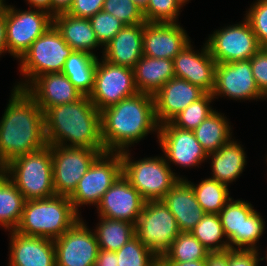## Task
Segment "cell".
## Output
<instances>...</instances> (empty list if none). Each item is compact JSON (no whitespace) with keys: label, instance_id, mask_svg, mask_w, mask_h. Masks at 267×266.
Listing matches in <instances>:
<instances>
[{"label":"cell","instance_id":"23","mask_svg":"<svg viewBox=\"0 0 267 266\" xmlns=\"http://www.w3.org/2000/svg\"><path fill=\"white\" fill-rule=\"evenodd\" d=\"M25 90L43 112L57 105L76 102L83 96L62 72L38 76Z\"/></svg>","mask_w":267,"mask_h":266},{"label":"cell","instance_id":"22","mask_svg":"<svg viewBox=\"0 0 267 266\" xmlns=\"http://www.w3.org/2000/svg\"><path fill=\"white\" fill-rule=\"evenodd\" d=\"M205 94L203 89L187 80L173 77L153 96L158 124L170 122L182 110Z\"/></svg>","mask_w":267,"mask_h":266},{"label":"cell","instance_id":"45","mask_svg":"<svg viewBox=\"0 0 267 266\" xmlns=\"http://www.w3.org/2000/svg\"><path fill=\"white\" fill-rule=\"evenodd\" d=\"M94 266H118L116 252L100 249Z\"/></svg>","mask_w":267,"mask_h":266},{"label":"cell","instance_id":"1","mask_svg":"<svg viewBox=\"0 0 267 266\" xmlns=\"http://www.w3.org/2000/svg\"><path fill=\"white\" fill-rule=\"evenodd\" d=\"M0 120V164L46 146L44 112L25 90L13 87Z\"/></svg>","mask_w":267,"mask_h":266},{"label":"cell","instance_id":"38","mask_svg":"<svg viewBox=\"0 0 267 266\" xmlns=\"http://www.w3.org/2000/svg\"><path fill=\"white\" fill-rule=\"evenodd\" d=\"M183 6L182 0H149L143 16L147 23H178Z\"/></svg>","mask_w":267,"mask_h":266},{"label":"cell","instance_id":"52","mask_svg":"<svg viewBox=\"0 0 267 266\" xmlns=\"http://www.w3.org/2000/svg\"><path fill=\"white\" fill-rule=\"evenodd\" d=\"M7 5L6 0H0V17L5 13Z\"/></svg>","mask_w":267,"mask_h":266},{"label":"cell","instance_id":"43","mask_svg":"<svg viewBox=\"0 0 267 266\" xmlns=\"http://www.w3.org/2000/svg\"><path fill=\"white\" fill-rule=\"evenodd\" d=\"M262 253L258 250H228V266H259Z\"/></svg>","mask_w":267,"mask_h":266},{"label":"cell","instance_id":"16","mask_svg":"<svg viewBox=\"0 0 267 266\" xmlns=\"http://www.w3.org/2000/svg\"><path fill=\"white\" fill-rule=\"evenodd\" d=\"M212 95L215 100L219 97L240 102L265 100L255 83L250 59L216 64Z\"/></svg>","mask_w":267,"mask_h":266},{"label":"cell","instance_id":"54","mask_svg":"<svg viewBox=\"0 0 267 266\" xmlns=\"http://www.w3.org/2000/svg\"><path fill=\"white\" fill-rule=\"evenodd\" d=\"M191 0H182V2L186 5L190 2Z\"/></svg>","mask_w":267,"mask_h":266},{"label":"cell","instance_id":"55","mask_svg":"<svg viewBox=\"0 0 267 266\" xmlns=\"http://www.w3.org/2000/svg\"><path fill=\"white\" fill-rule=\"evenodd\" d=\"M3 173V166L0 164V174Z\"/></svg>","mask_w":267,"mask_h":266},{"label":"cell","instance_id":"53","mask_svg":"<svg viewBox=\"0 0 267 266\" xmlns=\"http://www.w3.org/2000/svg\"><path fill=\"white\" fill-rule=\"evenodd\" d=\"M266 249H267V248H266ZM265 252H266V253H265L266 256H265V257H261V259H262V260L265 259V260H266V263H267V250H266ZM266 266H267V264H266Z\"/></svg>","mask_w":267,"mask_h":266},{"label":"cell","instance_id":"36","mask_svg":"<svg viewBox=\"0 0 267 266\" xmlns=\"http://www.w3.org/2000/svg\"><path fill=\"white\" fill-rule=\"evenodd\" d=\"M215 101L212 93H206L199 100L192 102L170 122L178 128L193 131L215 110L212 108ZM212 104V105H211Z\"/></svg>","mask_w":267,"mask_h":266},{"label":"cell","instance_id":"35","mask_svg":"<svg viewBox=\"0 0 267 266\" xmlns=\"http://www.w3.org/2000/svg\"><path fill=\"white\" fill-rule=\"evenodd\" d=\"M210 253L191 232H181L160 259V262L206 260Z\"/></svg>","mask_w":267,"mask_h":266},{"label":"cell","instance_id":"5","mask_svg":"<svg viewBox=\"0 0 267 266\" xmlns=\"http://www.w3.org/2000/svg\"><path fill=\"white\" fill-rule=\"evenodd\" d=\"M3 173L28 200L56 196L53 187L51 145L15 158L3 167Z\"/></svg>","mask_w":267,"mask_h":266},{"label":"cell","instance_id":"7","mask_svg":"<svg viewBox=\"0 0 267 266\" xmlns=\"http://www.w3.org/2000/svg\"><path fill=\"white\" fill-rule=\"evenodd\" d=\"M73 51L55 26L51 25L18 61L23 78L16 81L14 87L26 89L38 76L62 72L65 61Z\"/></svg>","mask_w":267,"mask_h":266},{"label":"cell","instance_id":"27","mask_svg":"<svg viewBox=\"0 0 267 266\" xmlns=\"http://www.w3.org/2000/svg\"><path fill=\"white\" fill-rule=\"evenodd\" d=\"M53 25L60 32L62 38L74 51H84L96 56V51L104 50L98 42L95 32L88 18H78L68 13L53 16ZM94 50V51H93Z\"/></svg>","mask_w":267,"mask_h":266},{"label":"cell","instance_id":"4","mask_svg":"<svg viewBox=\"0 0 267 266\" xmlns=\"http://www.w3.org/2000/svg\"><path fill=\"white\" fill-rule=\"evenodd\" d=\"M81 216L67 196L25 202L20 223L15 231L27 235L56 239L69 230Z\"/></svg>","mask_w":267,"mask_h":266},{"label":"cell","instance_id":"31","mask_svg":"<svg viewBox=\"0 0 267 266\" xmlns=\"http://www.w3.org/2000/svg\"><path fill=\"white\" fill-rule=\"evenodd\" d=\"M26 199L11 180L0 174V226L13 231L20 223Z\"/></svg>","mask_w":267,"mask_h":266},{"label":"cell","instance_id":"26","mask_svg":"<svg viewBox=\"0 0 267 266\" xmlns=\"http://www.w3.org/2000/svg\"><path fill=\"white\" fill-rule=\"evenodd\" d=\"M234 139L235 137L216 152L208 154V159L211 158L212 161L210 178L228 187L232 182H236L247 165L245 148L240 141Z\"/></svg>","mask_w":267,"mask_h":266},{"label":"cell","instance_id":"34","mask_svg":"<svg viewBox=\"0 0 267 266\" xmlns=\"http://www.w3.org/2000/svg\"><path fill=\"white\" fill-rule=\"evenodd\" d=\"M190 232L211 253L229 250L218 214L206 213Z\"/></svg>","mask_w":267,"mask_h":266},{"label":"cell","instance_id":"3","mask_svg":"<svg viewBox=\"0 0 267 266\" xmlns=\"http://www.w3.org/2000/svg\"><path fill=\"white\" fill-rule=\"evenodd\" d=\"M46 144L105 150L100 111L88 96L44 112Z\"/></svg>","mask_w":267,"mask_h":266},{"label":"cell","instance_id":"28","mask_svg":"<svg viewBox=\"0 0 267 266\" xmlns=\"http://www.w3.org/2000/svg\"><path fill=\"white\" fill-rule=\"evenodd\" d=\"M135 85L140 93L155 95L164 84L175 77L172 59L142 55L134 67Z\"/></svg>","mask_w":267,"mask_h":266},{"label":"cell","instance_id":"8","mask_svg":"<svg viewBox=\"0 0 267 266\" xmlns=\"http://www.w3.org/2000/svg\"><path fill=\"white\" fill-rule=\"evenodd\" d=\"M218 215L229 249L261 250L258 245L265 221L250 202L231 197Z\"/></svg>","mask_w":267,"mask_h":266},{"label":"cell","instance_id":"20","mask_svg":"<svg viewBox=\"0 0 267 266\" xmlns=\"http://www.w3.org/2000/svg\"><path fill=\"white\" fill-rule=\"evenodd\" d=\"M184 27L178 23H144L143 55L174 59L190 42Z\"/></svg>","mask_w":267,"mask_h":266},{"label":"cell","instance_id":"32","mask_svg":"<svg viewBox=\"0 0 267 266\" xmlns=\"http://www.w3.org/2000/svg\"><path fill=\"white\" fill-rule=\"evenodd\" d=\"M98 218L99 221L93 231L100 249L116 252L136 236L135 225L130 222L102 216Z\"/></svg>","mask_w":267,"mask_h":266},{"label":"cell","instance_id":"10","mask_svg":"<svg viewBox=\"0 0 267 266\" xmlns=\"http://www.w3.org/2000/svg\"><path fill=\"white\" fill-rule=\"evenodd\" d=\"M180 233L174 215L162 200L145 202L135 225V235L158 259Z\"/></svg>","mask_w":267,"mask_h":266},{"label":"cell","instance_id":"12","mask_svg":"<svg viewBox=\"0 0 267 266\" xmlns=\"http://www.w3.org/2000/svg\"><path fill=\"white\" fill-rule=\"evenodd\" d=\"M205 42L217 64L249 60L262 48L245 18L214 30Z\"/></svg>","mask_w":267,"mask_h":266},{"label":"cell","instance_id":"19","mask_svg":"<svg viewBox=\"0 0 267 266\" xmlns=\"http://www.w3.org/2000/svg\"><path fill=\"white\" fill-rule=\"evenodd\" d=\"M190 42L174 59L175 77L187 80L191 84L212 93L215 86L216 61L203 42L201 49H195Z\"/></svg>","mask_w":267,"mask_h":266},{"label":"cell","instance_id":"18","mask_svg":"<svg viewBox=\"0 0 267 266\" xmlns=\"http://www.w3.org/2000/svg\"><path fill=\"white\" fill-rule=\"evenodd\" d=\"M145 202L139 191L122 174L105 192L96 206V213L98 216L136 225Z\"/></svg>","mask_w":267,"mask_h":266},{"label":"cell","instance_id":"9","mask_svg":"<svg viewBox=\"0 0 267 266\" xmlns=\"http://www.w3.org/2000/svg\"><path fill=\"white\" fill-rule=\"evenodd\" d=\"M122 175L121 152L101 153L80 179L75 191L69 196L74 210L80 215L81 206H97L105 192Z\"/></svg>","mask_w":267,"mask_h":266},{"label":"cell","instance_id":"6","mask_svg":"<svg viewBox=\"0 0 267 266\" xmlns=\"http://www.w3.org/2000/svg\"><path fill=\"white\" fill-rule=\"evenodd\" d=\"M130 152H121L122 174L146 202L162 200L179 179L186 178L172 170L163 154L134 160Z\"/></svg>","mask_w":267,"mask_h":266},{"label":"cell","instance_id":"11","mask_svg":"<svg viewBox=\"0 0 267 266\" xmlns=\"http://www.w3.org/2000/svg\"><path fill=\"white\" fill-rule=\"evenodd\" d=\"M51 25H53V16L46 11L33 8L20 10L15 8V5H7V53L19 61L31 44Z\"/></svg>","mask_w":267,"mask_h":266},{"label":"cell","instance_id":"24","mask_svg":"<svg viewBox=\"0 0 267 266\" xmlns=\"http://www.w3.org/2000/svg\"><path fill=\"white\" fill-rule=\"evenodd\" d=\"M144 23L125 25L104 46L102 58L107 62L134 69L143 55Z\"/></svg>","mask_w":267,"mask_h":266},{"label":"cell","instance_id":"14","mask_svg":"<svg viewBox=\"0 0 267 266\" xmlns=\"http://www.w3.org/2000/svg\"><path fill=\"white\" fill-rule=\"evenodd\" d=\"M138 92L134 69L111 64L102 57L98 58L93 90L88 97L99 111Z\"/></svg>","mask_w":267,"mask_h":266},{"label":"cell","instance_id":"2","mask_svg":"<svg viewBox=\"0 0 267 266\" xmlns=\"http://www.w3.org/2000/svg\"><path fill=\"white\" fill-rule=\"evenodd\" d=\"M101 137L106 151L122 152L159 133L153 95L136 93L100 111ZM133 145V146H132Z\"/></svg>","mask_w":267,"mask_h":266},{"label":"cell","instance_id":"13","mask_svg":"<svg viewBox=\"0 0 267 266\" xmlns=\"http://www.w3.org/2000/svg\"><path fill=\"white\" fill-rule=\"evenodd\" d=\"M105 150L51 145L53 187L69 197L94 160Z\"/></svg>","mask_w":267,"mask_h":266},{"label":"cell","instance_id":"41","mask_svg":"<svg viewBox=\"0 0 267 266\" xmlns=\"http://www.w3.org/2000/svg\"><path fill=\"white\" fill-rule=\"evenodd\" d=\"M249 22L259 45L267 47V0H256L251 3L244 14Z\"/></svg>","mask_w":267,"mask_h":266},{"label":"cell","instance_id":"42","mask_svg":"<svg viewBox=\"0 0 267 266\" xmlns=\"http://www.w3.org/2000/svg\"><path fill=\"white\" fill-rule=\"evenodd\" d=\"M252 74L259 91L267 94V49L261 48L250 58Z\"/></svg>","mask_w":267,"mask_h":266},{"label":"cell","instance_id":"33","mask_svg":"<svg viewBox=\"0 0 267 266\" xmlns=\"http://www.w3.org/2000/svg\"><path fill=\"white\" fill-rule=\"evenodd\" d=\"M194 191L197 202L205 213L218 214L231 199L229 187L210 177L201 179L198 183L191 182L186 177Z\"/></svg>","mask_w":267,"mask_h":266},{"label":"cell","instance_id":"51","mask_svg":"<svg viewBox=\"0 0 267 266\" xmlns=\"http://www.w3.org/2000/svg\"><path fill=\"white\" fill-rule=\"evenodd\" d=\"M142 11L147 7L149 0H132Z\"/></svg>","mask_w":267,"mask_h":266},{"label":"cell","instance_id":"44","mask_svg":"<svg viewBox=\"0 0 267 266\" xmlns=\"http://www.w3.org/2000/svg\"><path fill=\"white\" fill-rule=\"evenodd\" d=\"M105 0H73L68 14L78 18H90L103 8Z\"/></svg>","mask_w":267,"mask_h":266},{"label":"cell","instance_id":"39","mask_svg":"<svg viewBox=\"0 0 267 266\" xmlns=\"http://www.w3.org/2000/svg\"><path fill=\"white\" fill-rule=\"evenodd\" d=\"M102 10L114 15L124 25L145 23L143 11L132 0H105Z\"/></svg>","mask_w":267,"mask_h":266},{"label":"cell","instance_id":"15","mask_svg":"<svg viewBox=\"0 0 267 266\" xmlns=\"http://www.w3.org/2000/svg\"><path fill=\"white\" fill-rule=\"evenodd\" d=\"M54 246L56 266H94L100 250L93 229L83 217L54 239Z\"/></svg>","mask_w":267,"mask_h":266},{"label":"cell","instance_id":"50","mask_svg":"<svg viewBox=\"0 0 267 266\" xmlns=\"http://www.w3.org/2000/svg\"><path fill=\"white\" fill-rule=\"evenodd\" d=\"M164 266H206V260H194L186 262H161Z\"/></svg>","mask_w":267,"mask_h":266},{"label":"cell","instance_id":"30","mask_svg":"<svg viewBox=\"0 0 267 266\" xmlns=\"http://www.w3.org/2000/svg\"><path fill=\"white\" fill-rule=\"evenodd\" d=\"M98 57L84 51H73L65 61L62 73L85 96L93 90Z\"/></svg>","mask_w":267,"mask_h":266},{"label":"cell","instance_id":"48","mask_svg":"<svg viewBox=\"0 0 267 266\" xmlns=\"http://www.w3.org/2000/svg\"><path fill=\"white\" fill-rule=\"evenodd\" d=\"M7 53L6 45V10L0 17V57Z\"/></svg>","mask_w":267,"mask_h":266},{"label":"cell","instance_id":"25","mask_svg":"<svg viewBox=\"0 0 267 266\" xmlns=\"http://www.w3.org/2000/svg\"><path fill=\"white\" fill-rule=\"evenodd\" d=\"M162 202L174 215L181 232H190L206 214L185 179H179L165 194Z\"/></svg>","mask_w":267,"mask_h":266},{"label":"cell","instance_id":"21","mask_svg":"<svg viewBox=\"0 0 267 266\" xmlns=\"http://www.w3.org/2000/svg\"><path fill=\"white\" fill-rule=\"evenodd\" d=\"M10 235V236H9ZM8 266H56L54 240L9 231Z\"/></svg>","mask_w":267,"mask_h":266},{"label":"cell","instance_id":"29","mask_svg":"<svg viewBox=\"0 0 267 266\" xmlns=\"http://www.w3.org/2000/svg\"><path fill=\"white\" fill-rule=\"evenodd\" d=\"M228 119L215 108V111L193 130L195 138L207 154L216 152L232 139L233 126Z\"/></svg>","mask_w":267,"mask_h":266},{"label":"cell","instance_id":"46","mask_svg":"<svg viewBox=\"0 0 267 266\" xmlns=\"http://www.w3.org/2000/svg\"><path fill=\"white\" fill-rule=\"evenodd\" d=\"M206 266H228V250L210 253L206 259Z\"/></svg>","mask_w":267,"mask_h":266},{"label":"cell","instance_id":"40","mask_svg":"<svg viewBox=\"0 0 267 266\" xmlns=\"http://www.w3.org/2000/svg\"><path fill=\"white\" fill-rule=\"evenodd\" d=\"M98 42L104 47L125 26L114 15L103 10L89 18Z\"/></svg>","mask_w":267,"mask_h":266},{"label":"cell","instance_id":"17","mask_svg":"<svg viewBox=\"0 0 267 266\" xmlns=\"http://www.w3.org/2000/svg\"><path fill=\"white\" fill-rule=\"evenodd\" d=\"M159 146L167 164L177 167L193 168L208 162V154L195 138L193 131L175 127L171 122L159 126ZM172 162V163H171Z\"/></svg>","mask_w":267,"mask_h":266},{"label":"cell","instance_id":"37","mask_svg":"<svg viewBox=\"0 0 267 266\" xmlns=\"http://www.w3.org/2000/svg\"><path fill=\"white\" fill-rule=\"evenodd\" d=\"M118 266H158V259L135 236L116 251Z\"/></svg>","mask_w":267,"mask_h":266},{"label":"cell","instance_id":"49","mask_svg":"<svg viewBox=\"0 0 267 266\" xmlns=\"http://www.w3.org/2000/svg\"><path fill=\"white\" fill-rule=\"evenodd\" d=\"M29 8L40 9L51 15V0H25Z\"/></svg>","mask_w":267,"mask_h":266},{"label":"cell","instance_id":"47","mask_svg":"<svg viewBox=\"0 0 267 266\" xmlns=\"http://www.w3.org/2000/svg\"><path fill=\"white\" fill-rule=\"evenodd\" d=\"M72 3L73 0H51V15L67 13Z\"/></svg>","mask_w":267,"mask_h":266}]
</instances>
